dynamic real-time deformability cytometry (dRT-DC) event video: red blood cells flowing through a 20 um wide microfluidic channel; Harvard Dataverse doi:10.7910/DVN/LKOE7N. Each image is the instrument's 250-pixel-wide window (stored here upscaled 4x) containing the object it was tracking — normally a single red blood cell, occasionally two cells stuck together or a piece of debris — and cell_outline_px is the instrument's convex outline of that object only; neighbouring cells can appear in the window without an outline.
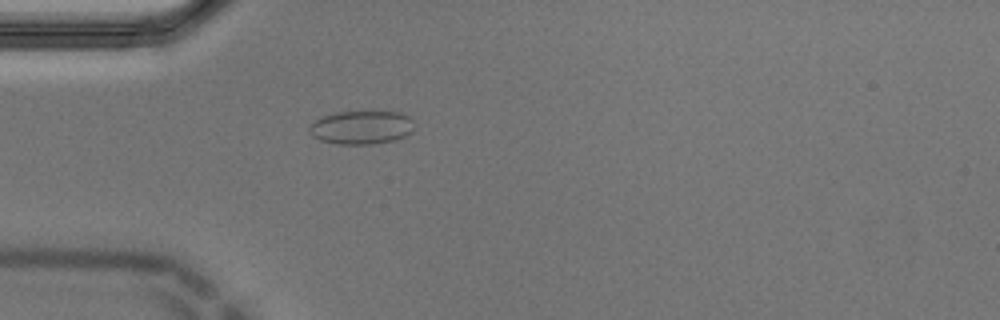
{"species": "Egyptian fruit bat (a non-hibernating species)", "species_latin": "Rousettus aegyptiacus", "temperature_condition": "cold", "stored_images_in_passage": 55, "camera_frame_rate_fps": 3000, "um_per_image_px": 0.085, "animal": {"sex": "male"}, "frame": {"image": 1, "passage_image": 16, "time_ms": 5.0, "image_size_px": [1000, 320], "cell_outline_px": [[412, 132], [396, 140], [372, 144], [336, 144], [320, 140], [312, 136], [308, 132], [308, 128], [320, 116], [336, 112], [400, 112], [408, 116], [412, 120]], "centroid_in_image_um": [30.69, 10.84], "position_along_channel_um": 54.3, "area_um2": 20.52}}